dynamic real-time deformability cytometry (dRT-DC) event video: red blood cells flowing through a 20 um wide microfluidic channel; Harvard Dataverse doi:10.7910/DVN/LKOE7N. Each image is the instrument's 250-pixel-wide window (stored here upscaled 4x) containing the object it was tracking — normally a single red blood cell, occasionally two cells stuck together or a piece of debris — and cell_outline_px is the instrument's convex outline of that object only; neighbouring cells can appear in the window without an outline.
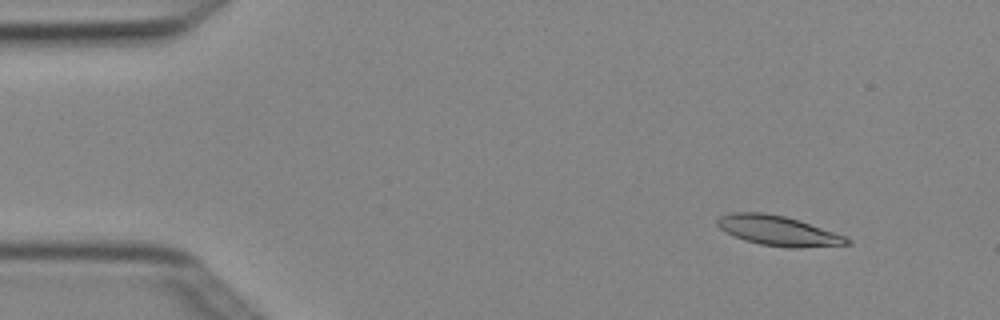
{"species": "Egyptian fruit bat (a non-hibernating species)", "species_latin": "Rousettus aegyptiacus", "temperature_condition": "cold", "stored_images_in_passage": 4, "camera_frame_rate_fps": 3000, "um_per_image_px": 0.085, "animal": {"sex": "female"}, "frame": {"image": 1, "passage_image": 2, "time_ms": 0.333, "image_size_px": [1000, 320], "cell_outline_px": [[852, 244], [800, 248], [788, 248], [760, 244], [744, 240], [720, 228], [716, 224], [716, 220], [720, 216], [732, 212], [764, 212], [784, 216], [800, 220], [844, 236], [852, 240]], "centroid_in_image_um": [66.16, 19.61], "position_along_channel_um": 18.8, "area_um2": 22.54}}